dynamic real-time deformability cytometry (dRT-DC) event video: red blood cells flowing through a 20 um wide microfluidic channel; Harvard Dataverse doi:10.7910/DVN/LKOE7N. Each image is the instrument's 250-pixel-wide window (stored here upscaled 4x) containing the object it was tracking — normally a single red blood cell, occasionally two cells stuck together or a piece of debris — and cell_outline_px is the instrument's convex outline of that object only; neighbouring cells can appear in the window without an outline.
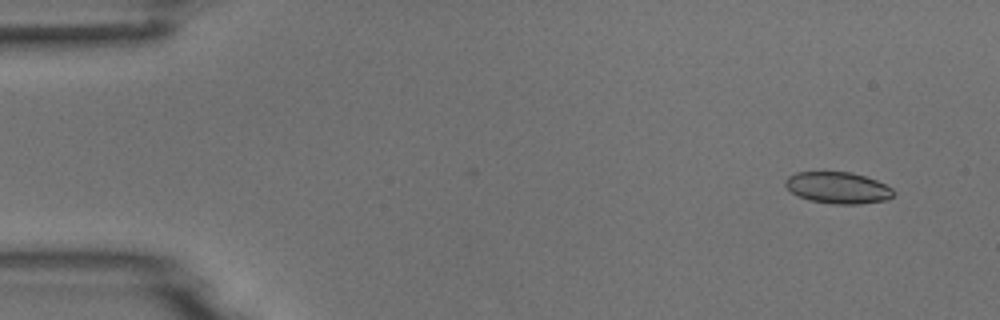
{"species": "common noctule bat (a hibernating species)", "species_latin": "Nyctalus noctula", "temperature_condition": "room temperature", "stored_images_in_passage": 5, "camera_frame_rate_fps": 3000, "um_per_image_px": 0.085, "animal": {"sex": "male", "body_mass_g": 18.8}, "frame": {"image": 1, "passage_image": 2, "time_ms": 0.333, "image_size_px": [1000, 320], "cell_outline_px": [[896, 192], [888, 200], [860, 204], [832, 204], [808, 200], [792, 192], [784, 184], [784, 180], [788, 176], [796, 172], [852, 172], [876, 180], [892, 188]], "centroid_in_image_um": [71.23, 15.96], "position_along_channel_um": 13.8, "area_um2": 19.94}}
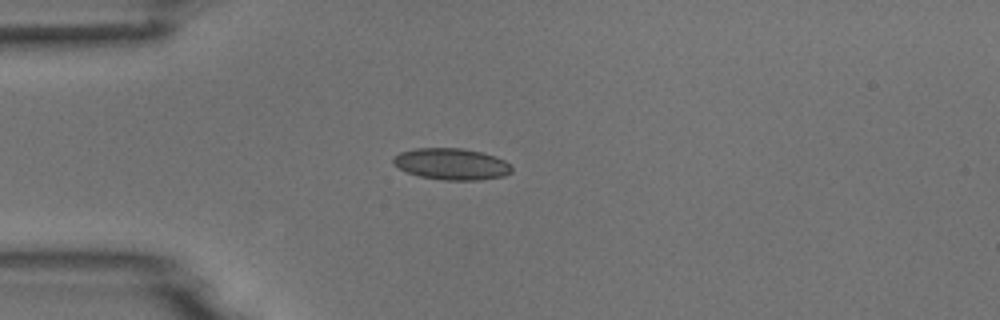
{"frame": {"image": 2, "passage_image": 4, "time_ms": 1.0, "image_size_px": [1000, 320], "cell_outline_px": [[512, 172], [504, 176], [480, 180], [440, 180], [420, 176], [408, 172], [392, 164], [392, 156], [400, 152], [412, 148], [464, 148], [484, 152], [496, 156], [512, 164]], "centroid_in_image_um": [38.39, 13.93], "position_along_channel_um": 46.6, "area_um2": 22.14}}